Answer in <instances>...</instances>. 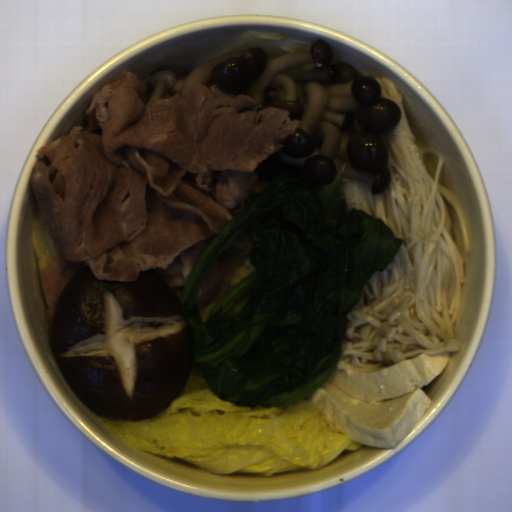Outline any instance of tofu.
<instances>
[{"mask_svg":"<svg viewBox=\"0 0 512 512\" xmlns=\"http://www.w3.org/2000/svg\"><path fill=\"white\" fill-rule=\"evenodd\" d=\"M452 352H418L379 368L346 363L308 397L335 429L366 446L391 449L401 443L432 405L421 389L435 380Z\"/></svg>","mask_w":512,"mask_h":512,"instance_id":"5b9d583a","label":"tofu"}]
</instances>
